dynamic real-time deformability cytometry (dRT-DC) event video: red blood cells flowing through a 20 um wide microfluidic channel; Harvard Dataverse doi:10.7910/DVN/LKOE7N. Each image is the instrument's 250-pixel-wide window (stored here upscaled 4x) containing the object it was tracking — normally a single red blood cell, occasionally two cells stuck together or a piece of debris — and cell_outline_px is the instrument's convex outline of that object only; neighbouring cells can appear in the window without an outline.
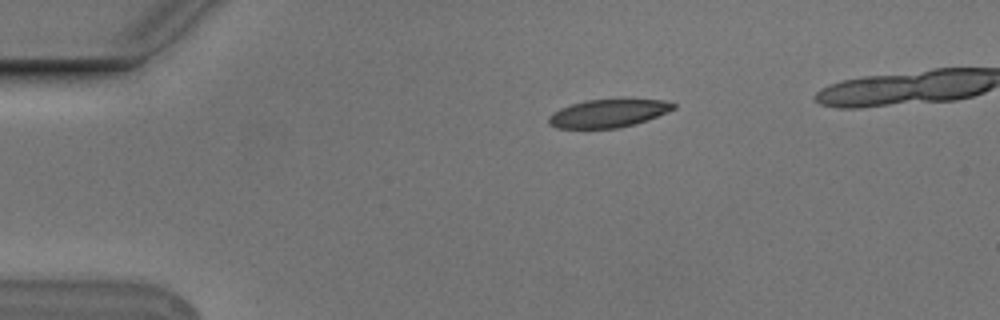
{"species": "Egyptian fruit bat (a non-hibernating species)", "species_latin": "Rousettus aegyptiacus", "temperature_condition": "cold", "stored_images_in_passage": 40, "camera_frame_rate_fps": 3000, "um_per_image_px": 0.085, "animal": {"sex": "male"}, "frame": {"image": 1, "passage_image": 1, "time_ms": 0.0, "image_size_px": [1000, 320], "cell_outline_px": [[676, 108], [668, 112], [632, 124], [616, 128], [556, 128], [548, 124], [548, 116], [552, 112], [560, 108], [584, 100], [664, 100], [676, 104]], "centroid_in_image_um": [51.64, 9.63], "position_along_channel_um": 33.4, "area_um2": 20.06}}
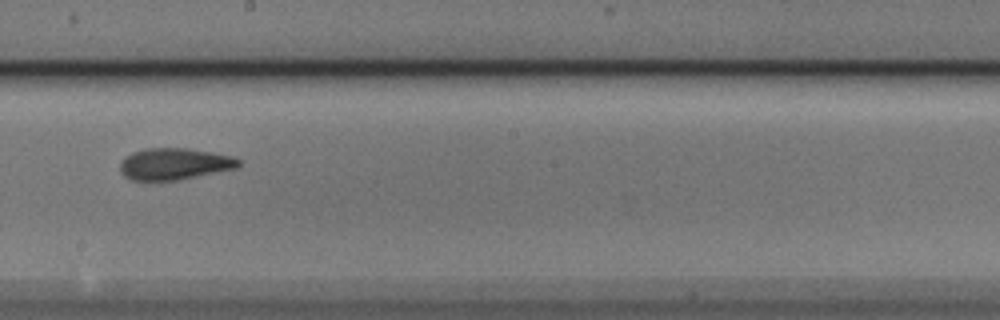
{"frame": {"image": 2, "passage_image": 21, "time_ms": 6.667, "image_size_px": [1000, 320], "cell_outline_px": [[240, 164], [236, 168], [176, 180], [132, 180], [124, 176], [120, 172], [120, 160], [124, 156], [132, 152], [144, 148], [188, 148], [212, 152], [232, 156], [240, 160]], "centroid_in_image_um": [14.77, 13.92], "position_along_channel_um": 233.4, "area_um2": 21.85}}
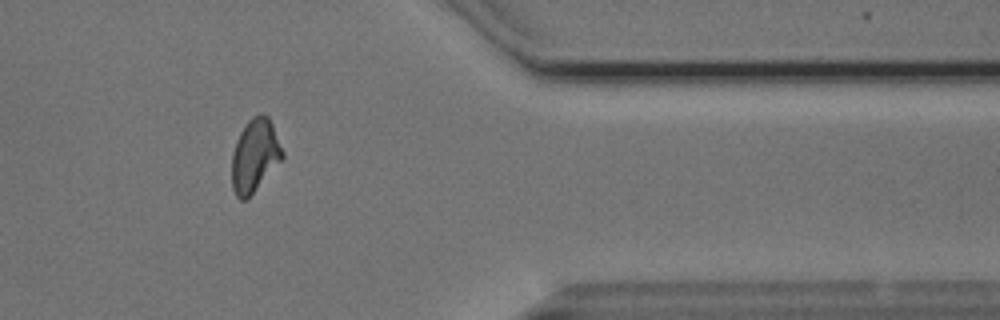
{"frame": {"image": 3, "passage_image": 35, "time_ms": 11.333, "image_size_px": [1000, 320], "cell_outline_px": [[284, 156], [252, 192], [244, 200], [240, 200], [236, 196], [232, 188], [232, 152], [236, 140], [240, 132], [248, 120], [252, 116], [260, 112], [268, 116], [272, 124], [284, 152]], "centroid_in_image_um": [21.63, 13.16], "position_along_channel_um": 389.8, "area_um2": 21.15}}